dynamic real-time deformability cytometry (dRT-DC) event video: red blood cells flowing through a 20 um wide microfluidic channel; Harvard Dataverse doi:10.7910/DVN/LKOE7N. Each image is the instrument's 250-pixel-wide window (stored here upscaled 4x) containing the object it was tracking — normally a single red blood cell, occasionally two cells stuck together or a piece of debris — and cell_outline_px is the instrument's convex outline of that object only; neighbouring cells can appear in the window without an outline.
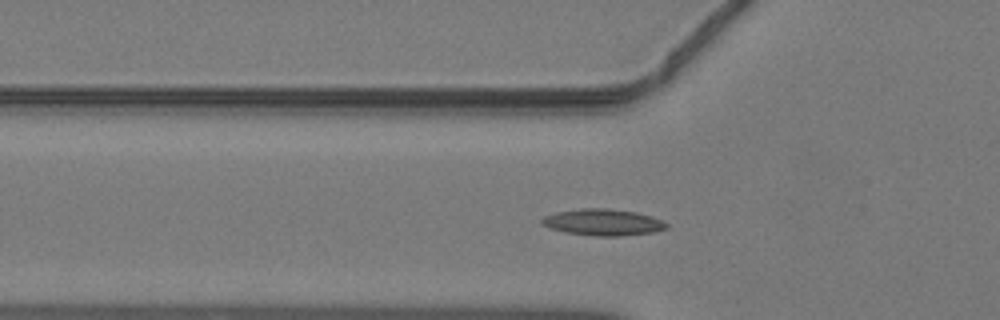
{"species": "common noctule bat (a hibernating species)", "species_latin": "Nyctalus noctula", "temperature_condition": "warm", "stored_images_in_passage": 44, "camera_frame_rate_fps": 3000, "um_per_image_px": 0.085, "animal": {"sex": "male", "body_mass_g": 19.2, "forearm_length_mm": 51.8}, "frame": {"image": 1, "passage_image": 13, "time_ms": 4.0, "image_size_px": [1000, 320], "cell_outline_px": [[668, 228], [652, 232], [624, 236], [596, 236], [568, 232], [548, 228], [540, 224], [540, 220], [544, 216], [556, 212], [580, 208], [608, 208], [636, 212], [652, 216], [668, 224]], "centroid_in_image_um": [51.23, 18.89], "position_along_channel_um": 74.6, "area_um2": 19.31}}
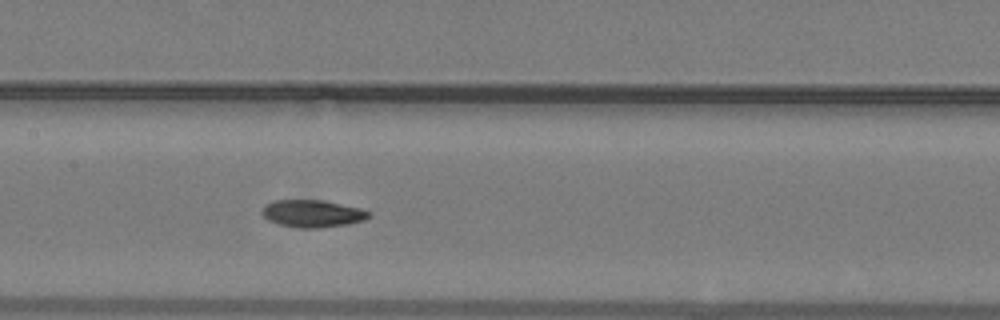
{"frame": {"image": 2, "passage_image": 20, "time_ms": 6.333, "image_size_px": [1000, 320], "cell_outline_px": [[372, 216], [364, 220], [348, 224], [320, 228], [300, 228], [280, 224], [268, 220], [260, 212], [264, 204], [272, 200], [320, 200], [360, 208], [372, 212]], "centroid_in_image_um": [26.55, 18.15], "position_along_channel_um": 180.8, "area_um2": 17.11}}
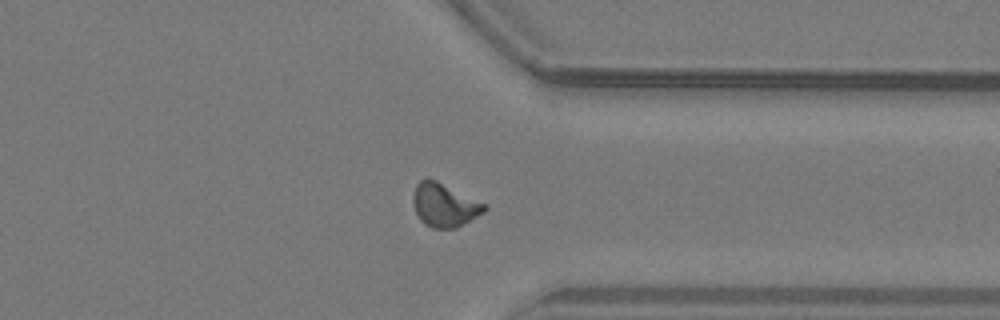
{"frame": {"image": 3, "passage_image": 33, "time_ms": 10.667, "image_size_px": [1000, 320], "cell_outline_px": [[488, 208], [484, 212], [456, 228], [432, 228], [424, 224], [420, 220], [416, 212], [412, 200], [412, 196], [416, 184], [420, 180], [436, 180], [488, 204]], "centroid_in_image_um": [37.79, 17.44], "position_along_channel_um": 373.6, "area_um2": 18.09}}